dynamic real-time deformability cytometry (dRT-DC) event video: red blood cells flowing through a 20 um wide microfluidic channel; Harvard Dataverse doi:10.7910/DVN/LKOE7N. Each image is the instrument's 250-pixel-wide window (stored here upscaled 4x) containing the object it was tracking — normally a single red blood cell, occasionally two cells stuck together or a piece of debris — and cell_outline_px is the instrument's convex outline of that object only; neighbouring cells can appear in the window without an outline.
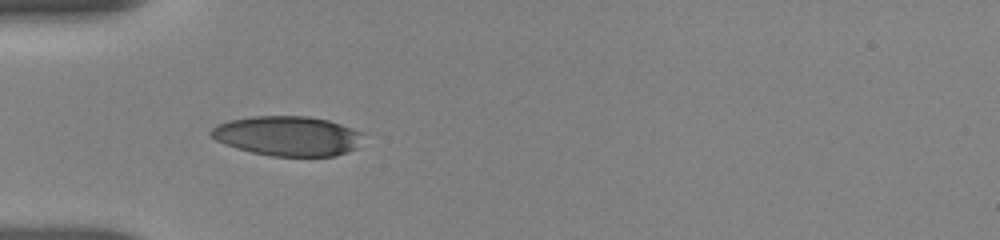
{"species": "human", "species_latin": "Homo sapiens", "temperature_condition": "room temperature", "stored_images_in_passage": 2, "camera_frame_rate_fps": 3000, "um_per_image_px": 0.085, "donor": {"sex": "female"}, "frame": {"image": 1, "passage_image": 1, "time_ms": 0.0, "image_size_px": [1000, 240], "cell_outline_px": [[360, 132], [356, 148], [348, 152], [336, 156], [272, 156], [252, 152], [236, 148], [224, 144], [216, 140], [208, 132], [216, 124], [228, 120], [252, 116], [308, 116], [328, 120], [352, 128]], "centroid_in_image_um": [24.38, 11.55], "position_along_channel_um": 60.6, "area_um2": 35.08}}